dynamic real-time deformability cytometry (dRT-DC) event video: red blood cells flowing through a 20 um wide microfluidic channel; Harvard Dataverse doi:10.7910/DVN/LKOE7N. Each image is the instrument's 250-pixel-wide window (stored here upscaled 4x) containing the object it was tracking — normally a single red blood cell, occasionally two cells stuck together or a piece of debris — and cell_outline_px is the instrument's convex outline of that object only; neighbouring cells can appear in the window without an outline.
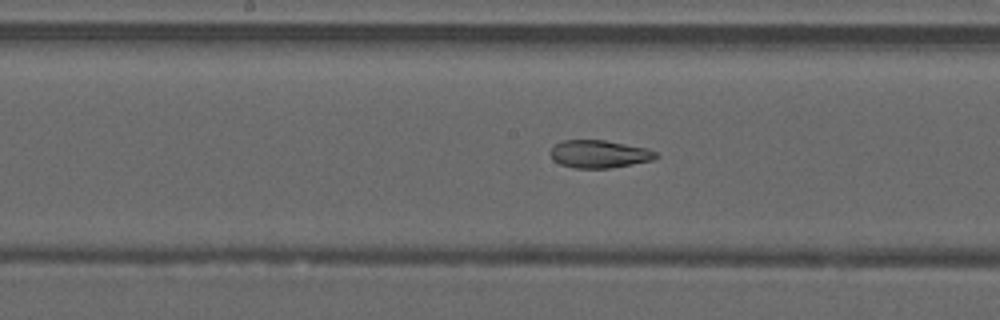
{"species": "common noctule bat (a hibernating species)", "species_latin": "Nyctalus noctula", "temperature_condition": "warm", "stored_images_in_passage": 28, "camera_frame_rate_fps": 3000, "um_per_image_px": 0.085, "animal": {"sex": "male", "forearm_length_mm": 52.5}, "frame": {"image": 1, "passage_image": 22, "time_ms": 7.0, "image_size_px": [1000, 320], "cell_outline_px": [[660, 156], [652, 160], [632, 164], [608, 168], [576, 168], [560, 164], [552, 160], [548, 152], [556, 144], [564, 140], [604, 140], [648, 148], [656, 152]], "centroid_in_image_um": [50.92, 13.09], "position_along_channel_um": 197.3, "area_um2": 17.11}}
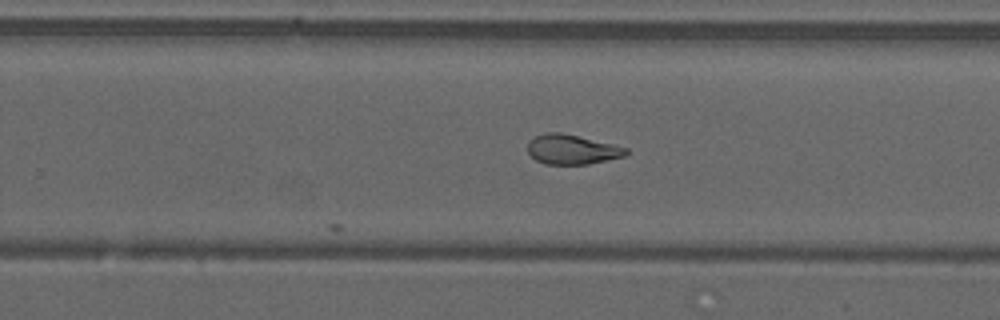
{"frame": {"image": 2, "passage_image": 28, "time_ms": 9.0, "image_size_px": [1000, 320], "cell_outline_px": [[628, 152], [624, 156], [588, 164], [544, 164], [536, 160], [528, 152], [528, 140], [544, 132], [560, 132], [612, 144], [628, 148]], "centroid_in_image_um": [48.58, 12.7], "position_along_channel_um": 281.2, "area_um2": 16.88}}